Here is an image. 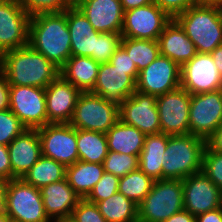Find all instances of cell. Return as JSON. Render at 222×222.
Listing matches in <instances>:
<instances>
[{
	"mask_svg": "<svg viewBox=\"0 0 222 222\" xmlns=\"http://www.w3.org/2000/svg\"><path fill=\"white\" fill-rule=\"evenodd\" d=\"M28 45L61 69L72 56L66 10L31 15Z\"/></svg>",
	"mask_w": 222,
	"mask_h": 222,
	"instance_id": "obj_1",
	"label": "cell"
},
{
	"mask_svg": "<svg viewBox=\"0 0 222 222\" xmlns=\"http://www.w3.org/2000/svg\"><path fill=\"white\" fill-rule=\"evenodd\" d=\"M0 70L9 85L46 88L60 75V69L29 45L4 52Z\"/></svg>",
	"mask_w": 222,
	"mask_h": 222,
	"instance_id": "obj_2",
	"label": "cell"
},
{
	"mask_svg": "<svg viewBox=\"0 0 222 222\" xmlns=\"http://www.w3.org/2000/svg\"><path fill=\"white\" fill-rule=\"evenodd\" d=\"M175 20L193 42L197 53L210 54L222 45V6L198 3L179 14Z\"/></svg>",
	"mask_w": 222,
	"mask_h": 222,
	"instance_id": "obj_3",
	"label": "cell"
},
{
	"mask_svg": "<svg viewBox=\"0 0 222 222\" xmlns=\"http://www.w3.org/2000/svg\"><path fill=\"white\" fill-rule=\"evenodd\" d=\"M206 140L192 134L169 136L163 155L162 179L183 180L202 171Z\"/></svg>",
	"mask_w": 222,
	"mask_h": 222,
	"instance_id": "obj_4",
	"label": "cell"
},
{
	"mask_svg": "<svg viewBox=\"0 0 222 222\" xmlns=\"http://www.w3.org/2000/svg\"><path fill=\"white\" fill-rule=\"evenodd\" d=\"M183 209L182 180H156L138 205V222H163Z\"/></svg>",
	"mask_w": 222,
	"mask_h": 222,
	"instance_id": "obj_5",
	"label": "cell"
},
{
	"mask_svg": "<svg viewBox=\"0 0 222 222\" xmlns=\"http://www.w3.org/2000/svg\"><path fill=\"white\" fill-rule=\"evenodd\" d=\"M4 211L13 222H50L39 188L22 179L7 181Z\"/></svg>",
	"mask_w": 222,
	"mask_h": 222,
	"instance_id": "obj_6",
	"label": "cell"
},
{
	"mask_svg": "<svg viewBox=\"0 0 222 222\" xmlns=\"http://www.w3.org/2000/svg\"><path fill=\"white\" fill-rule=\"evenodd\" d=\"M119 120V104L91 92H82L69 124L76 129L106 134Z\"/></svg>",
	"mask_w": 222,
	"mask_h": 222,
	"instance_id": "obj_7",
	"label": "cell"
},
{
	"mask_svg": "<svg viewBox=\"0 0 222 222\" xmlns=\"http://www.w3.org/2000/svg\"><path fill=\"white\" fill-rule=\"evenodd\" d=\"M9 109L27 129L48 124L45 88L10 85Z\"/></svg>",
	"mask_w": 222,
	"mask_h": 222,
	"instance_id": "obj_8",
	"label": "cell"
},
{
	"mask_svg": "<svg viewBox=\"0 0 222 222\" xmlns=\"http://www.w3.org/2000/svg\"><path fill=\"white\" fill-rule=\"evenodd\" d=\"M41 154L65 166L78 161L77 129L69 123H48L37 129Z\"/></svg>",
	"mask_w": 222,
	"mask_h": 222,
	"instance_id": "obj_9",
	"label": "cell"
},
{
	"mask_svg": "<svg viewBox=\"0 0 222 222\" xmlns=\"http://www.w3.org/2000/svg\"><path fill=\"white\" fill-rule=\"evenodd\" d=\"M222 123V89L191 94L190 134L207 140Z\"/></svg>",
	"mask_w": 222,
	"mask_h": 222,
	"instance_id": "obj_10",
	"label": "cell"
},
{
	"mask_svg": "<svg viewBox=\"0 0 222 222\" xmlns=\"http://www.w3.org/2000/svg\"><path fill=\"white\" fill-rule=\"evenodd\" d=\"M172 20L154 2L124 11L122 37L158 40L165 26Z\"/></svg>",
	"mask_w": 222,
	"mask_h": 222,
	"instance_id": "obj_11",
	"label": "cell"
},
{
	"mask_svg": "<svg viewBox=\"0 0 222 222\" xmlns=\"http://www.w3.org/2000/svg\"><path fill=\"white\" fill-rule=\"evenodd\" d=\"M190 102L191 94L181 87L157 96L161 133L170 136L190 133Z\"/></svg>",
	"mask_w": 222,
	"mask_h": 222,
	"instance_id": "obj_12",
	"label": "cell"
},
{
	"mask_svg": "<svg viewBox=\"0 0 222 222\" xmlns=\"http://www.w3.org/2000/svg\"><path fill=\"white\" fill-rule=\"evenodd\" d=\"M31 15L15 1H0V51L28 45Z\"/></svg>",
	"mask_w": 222,
	"mask_h": 222,
	"instance_id": "obj_13",
	"label": "cell"
},
{
	"mask_svg": "<svg viewBox=\"0 0 222 222\" xmlns=\"http://www.w3.org/2000/svg\"><path fill=\"white\" fill-rule=\"evenodd\" d=\"M181 67L166 56H159L139 72L136 91L159 96L180 87Z\"/></svg>",
	"mask_w": 222,
	"mask_h": 222,
	"instance_id": "obj_14",
	"label": "cell"
},
{
	"mask_svg": "<svg viewBox=\"0 0 222 222\" xmlns=\"http://www.w3.org/2000/svg\"><path fill=\"white\" fill-rule=\"evenodd\" d=\"M180 87L190 94L222 89V78L208 53H197L180 70Z\"/></svg>",
	"mask_w": 222,
	"mask_h": 222,
	"instance_id": "obj_15",
	"label": "cell"
},
{
	"mask_svg": "<svg viewBox=\"0 0 222 222\" xmlns=\"http://www.w3.org/2000/svg\"><path fill=\"white\" fill-rule=\"evenodd\" d=\"M157 97L135 91L119 104V119L145 135L160 133Z\"/></svg>",
	"mask_w": 222,
	"mask_h": 222,
	"instance_id": "obj_16",
	"label": "cell"
},
{
	"mask_svg": "<svg viewBox=\"0 0 222 222\" xmlns=\"http://www.w3.org/2000/svg\"><path fill=\"white\" fill-rule=\"evenodd\" d=\"M138 75V70H121L110 62L100 64L91 93L120 104L136 91Z\"/></svg>",
	"mask_w": 222,
	"mask_h": 222,
	"instance_id": "obj_17",
	"label": "cell"
},
{
	"mask_svg": "<svg viewBox=\"0 0 222 222\" xmlns=\"http://www.w3.org/2000/svg\"><path fill=\"white\" fill-rule=\"evenodd\" d=\"M184 209L194 216L222 207V191L201 171L182 180Z\"/></svg>",
	"mask_w": 222,
	"mask_h": 222,
	"instance_id": "obj_18",
	"label": "cell"
},
{
	"mask_svg": "<svg viewBox=\"0 0 222 222\" xmlns=\"http://www.w3.org/2000/svg\"><path fill=\"white\" fill-rule=\"evenodd\" d=\"M82 92L61 75L45 88L48 123H69Z\"/></svg>",
	"mask_w": 222,
	"mask_h": 222,
	"instance_id": "obj_19",
	"label": "cell"
},
{
	"mask_svg": "<svg viewBox=\"0 0 222 222\" xmlns=\"http://www.w3.org/2000/svg\"><path fill=\"white\" fill-rule=\"evenodd\" d=\"M74 5L97 32L121 33L124 10L120 0H77Z\"/></svg>",
	"mask_w": 222,
	"mask_h": 222,
	"instance_id": "obj_20",
	"label": "cell"
},
{
	"mask_svg": "<svg viewBox=\"0 0 222 222\" xmlns=\"http://www.w3.org/2000/svg\"><path fill=\"white\" fill-rule=\"evenodd\" d=\"M12 179H21L38 161L41 143L37 129H25L8 145Z\"/></svg>",
	"mask_w": 222,
	"mask_h": 222,
	"instance_id": "obj_21",
	"label": "cell"
},
{
	"mask_svg": "<svg viewBox=\"0 0 222 222\" xmlns=\"http://www.w3.org/2000/svg\"><path fill=\"white\" fill-rule=\"evenodd\" d=\"M66 21L71 38V52L73 56L93 58L96 53L97 32L82 11L75 5L66 9Z\"/></svg>",
	"mask_w": 222,
	"mask_h": 222,
	"instance_id": "obj_22",
	"label": "cell"
},
{
	"mask_svg": "<svg viewBox=\"0 0 222 222\" xmlns=\"http://www.w3.org/2000/svg\"><path fill=\"white\" fill-rule=\"evenodd\" d=\"M41 197L49 219L56 221L71 218L73 209L81 199L69 185L67 179L41 187Z\"/></svg>",
	"mask_w": 222,
	"mask_h": 222,
	"instance_id": "obj_23",
	"label": "cell"
},
{
	"mask_svg": "<svg viewBox=\"0 0 222 222\" xmlns=\"http://www.w3.org/2000/svg\"><path fill=\"white\" fill-rule=\"evenodd\" d=\"M158 43L160 54L176 62L180 67L197 54L195 45L175 19L165 26Z\"/></svg>",
	"mask_w": 222,
	"mask_h": 222,
	"instance_id": "obj_24",
	"label": "cell"
},
{
	"mask_svg": "<svg viewBox=\"0 0 222 222\" xmlns=\"http://www.w3.org/2000/svg\"><path fill=\"white\" fill-rule=\"evenodd\" d=\"M99 65L91 57L72 55L60 69V75L81 92H91L97 80Z\"/></svg>",
	"mask_w": 222,
	"mask_h": 222,
	"instance_id": "obj_25",
	"label": "cell"
},
{
	"mask_svg": "<svg viewBox=\"0 0 222 222\" xmlns=\"http://www.w3.org/2000/svg\"><path fill=\"white\" fill-rule=\"evenodd\" d=\"M109 151L140 156L145 134L120 119L105 134Z\"/></svg>",
	"mask_w": 222,
	"mask_h": 222,
	"instance_id": "obj_26",
	"label": "cell"
},
{
	"mask_svg": "<svg viewBox=\"0 0 222 222\" xmlns=\"http://www.w3.org/2000/svg\"><path fill=\"white\" fill-rule=\"evenodd\" d=\"M169 136L161 132L145 136L139 156V169L154 181L162 179L163 155Z\"/></svg>",
	"mask_w": 222,
	"mask_h": 222,
	"instance_id": "obj_27",
	"label": "cell"
},
{
	"mask_svg": "<svg viewBox=\"0 0 222 222\" xmlns=\"http://www.w3.org/2000/svg\"><path fill=\"white\" fill-rule=\"evenodd\" d=\"M104 172L103 164L78 160L73 165L66 166V179L80 198H86Z\"/></svg>",
	"mask_w": 222,
	"mask_h": 222,
	"instance_id": "obj_28",
	"label": "cell"
},
{
	"mask_svg": "<svg viewBox=\"0 0 222 222\" xmlns=\"http://www.w3.org/2000/svg\"><path fill=\"white\" fill-rule=\"evenodd\" d=\"M66 178V166L49 157L41 155L38 161L21 178L25 183L41 188Z\"/></svg>",
	"mask_w": 222,
	"mask_h": 222,
	"instance_id": "obj_29",
	"label": "cell"
},
{
	"mask_svg": "<svg viewBox=\"0 0 222 222\" xmlns=\"http://www.w3.org/2000/svg\"><path fill=\"white\" fill-rule=\"evenodd\" d=\"M78 160L103 164L109 149L104 133L77 129Z\"/></svg>",
	"mask_w": 222,
	"mask_h": 222,
	"instance_id": "obj_30",
	"label": "cell"
},
{
	"mask_svg": "<svg viewBox=\"0 0 222 222\" xmlns=\"http://www.w3.org/2000/svg\"><path fill=\"white\" fill-rule=\"evenodd\" d=\"M96 205L107 222H138V205L120 192Z\"/></svg>",
	"mask_w": 222,
	"mask_h": 222,
	"instance_id": "obj_31",
	"label": "cell"
},
{
	"mask_svg": "<svg viewBox=\"0 0 222 222\" xmlns=\"http://www.w3.org/2000/svg\"><path fill=\"white\" fill-rule=\"evenodd\" d=\"M120 45L133 60L138 73L153 62L160 54L158 40L122 37Z\"/></svg>",
	"mask_w": 222,
	"mask_h": 222,
	"instance_id": "obj_32",
	"label": "cell"
},
{
	"mask_svg": "<svg viewBox=\"0 0 222 222\" xmlns=\"http://www.w3.org/2000/svg\"><path fill=\"white\" fill-rule=\"evenodd\" d=\"M154 182L138 168L119 179L118 192L139 205L152 189Z\"/></svg>",
	"mask_w": 222,
	"mask_h": 222,
	"instance_id": "obj_33",
	"label": "cell"
},
{
	"mask_svg": "<svg viewBox=\"0 0 222 222\" xmlns=\"http://www.w3.org/2000/svg\"><path fill=\"white\" fill-rule=\"evenodd\" d=\"M103 167L105 172L121 178L139 168V156L109 151Z\"/></svg>",
	"mask_w": 222,
	"mask_h": 222,
	"instance_id": "obj_34",
	"label": "cell"
},
{
	"mask_svg": "<svg viewBox=\"0 0 222 222\" xmlns=\"http://www.w3.org/2000/svg\"><path fill=\"white\" fill-rule=\"evenodd\" d=\"M25 129L27 128L10 109L0 111V144L8 146Z\"/></svg>",
	"mask_w": 222,
	"mask_h": 222,
	"instance_id": "obj_35",
	"label": "cell"
},
{
	"mask_svg": "<svg viewBox=\"0 0 222 222\" xmlns=\"http://www.w3.org/2000/svg\"><path fill=\"white\" fill-rule=\"evenodd\" d=\"M121 33H100L97 37L96 53L93 59L99 64L110 62L111 56L121 44Z\"/></svg>",
	"mask_w": 222,
	"mask_h": 222,
	"instance_id": "obj_36",
	"label": "cell"
},
{
	"mask_svg": "<svg viewBox=\"0 0 222 222\" xmlns=\"http://www.w3.org/2000/svg\"><path fill=\"white\" fill-rule=\"evenodd\" d=\"M30 14L63 12L74 5L72 0H17Z\"/></svg>",
	"mask_w": 222,
	"mask_h": 222,
	"instance_id": "obj_37",
	"label": "cell"
},
{
	"mask_svg": "<svg viewBox=\"0 0 222 222\" xmlns=\"http://www.w3.org/2000/svg\"><path fill=\"white\" fill-rule=\"evenodd\" d=\"M202 172L222 191V153L212 151L206 145Z\"/></svg>",
	"mask_w": 222,
	"mask_h": 222,
	"instance_id": "obj_38",
	"label": "cell"
},
{
	"mask_svg": "<svg viewBox=\"0 0 222 222\" xmlns=\"http://www.w3.org/2000/svg\"><path fill=\"white\" fill-rule=\"evenodd\" d=\"M119 179V177L114 176L112 173L104 172L102 178L94 186L86 199L93 203L108 199L118 192Z\"/></svg>",
	"mask_w": 222,
	"mask_h": 222,
	"instance_id": "obj_39",
	"label": "cell"
},
{
	"mask_svg": "<svg viewBox=\"0 0 222 222\" xmlns=\"http://www.w3.org/2000/svg\"><path fill=\"white\" fill-rule=\"evenodd\" d=\"M71 219L74 222H107L101 215L96 203L81 198L73 209Z\"/></svg>",
	"mask_w": 222,
	"mask_h": 222,
	"instance_id": "obj_40",
	"label": "cell"
},
{
	"mask_svg": "<svg viewBox=\"0 0 222 222\" xmlns=\"http://www.w3.org/2000/svg\"><path fill=\"white\" fill-rule=\"evenodd\" d=\"M168 16L175 19L185 10L198 4L197 0H153Z\"/></svg>",
	"mask_w": 222,
	"mask_h": 222,
	"instance_id": "obj_41",
	"label": "cell"
},
{
	"mask_svg": "<svg viewBox=\"0 0 222 222\" xmlns=\"http://www.w3.org/2000/svg\"><path fill=\"white\" fill-rule=\"evenodd\" d=\"M110 63L121 70H137L133 60L127 54V51L120 45L111 56Z\"/></svg>",
	"mask_w": 222,
	"mask_h": 222,
	"instance_id": "obj_42",
	"label": "cell"
},
{
	"mask_svg": "<svg viewBox=\"0 0 222 222\" xmlns=\"http://www.w3.org/2000/svg\"><path fill=\"white\" fill-rule=\"evenodd\" d=\"M0 178L5 181L12 180V167L8 153V146L2 144H0Z\"/></svg>",
	"mask_w": 222,
	"mask_h": 222,
	"instance_id": "obj_43",
	"label": "cell"
},
{
	"mask_svg": "<svg viewBox=\"0 0 222 222\" xmlns=\"http://www.w3.org/2000/svg\"><path fill=\"white\" fill-rule=\"evenodd\" d=\"M10 85L4 73L0 70V111L9 109Z\"/></svg>",
	"mask_w": 222,
	"mask_h": 222,
	"instance_id": "obj_44",
	"label": "cell"
},
{
	"mask_svg": "<svg viewBox=\"0 0 222 222\" xmlns=\"http://www.w3.org/2000/svg\"><path fill=\"white\" fill-rule=\"evenodd\" d=\"M206 145L212 151L222 153V123L213 132V134L206 140Z\"/></svg>",
	"mask_w": 222,
	"mask_h": 222,
	"instance_id": "obj_45",
	"label": "cell"
},
{
	"mask_svg": "<svg viewBox=\"0 0 222 222\" xmlns=\"http://www.w3.org/2000/svg\"><path fill=\"white\" fill-rule=\"evenodd\" d=\"M196 222H222V207L197 215Z\"/></svg>",
	"mask_w": 222,
	"mask_h": 222,
	"instance_id": "obj_46",
	"label": "cell"
},
{
	"mask_svg": "<svg viewBox=\"0 0 222 222\" xmlns=\"http://www.w3.org/2000/svg\"><path fill=\"white\" fill-rule=\"evenodd\" d=\"M163 222H196V216L183 209Z\"/></svg>",
	"mask_w": 222,
	"mask_h": 222,
	"instance_id": "obj_47",
	"label": "cell"
},
{
	"mask_svg": "<svg viewBox=\"0 0 222 222\" xmlns=\"http://www.w3.org/2000/svg\"><path fill=\"white\" fill-rule=\"evenodd\" d=\"M120 2L122 4L123 10L127 11L133 8L146 6L152 3L153 0H120Z\"/></svg>",
	"mask_w": 222,
	"mask_h": 222,
	"instance_id": "obj_48",
	"label": "cell"
},
{
	"mask_svg": "<svg viewBox=\"0 0 222 222\" xmlns=\"http://www.w3.org/2000/svg\"><path fill=\"white\" fill-rule=\"evenodd\" d=\"M218 72L222 78V45H219L216 47L211 53H210Z\"/></svg>",
	"mask_w": 222,
	"mask_h": 222,
	"instance_id": "obj_49",
	"label": "cell"
},
{
	"mask_svg": "<svg viewBox=\"0 0 222 222\" xmlns=\"http://www.w3.org/2000/svg\"><path fill=\"white\" fill-rule=\"evenodd\" d=\"M6 184H7V181L0 178V211L4 210Z\"/></svg>",
	"mask_w": 222,
	"mask_h": 222,
	"instance_id": "obj_50",
	"label": "cell"
},
{
	"mask_svg": "<svg viewBox=\"0 0 222 222\" xmlns=\"http://www.w3.org/2000/svg\"><path fill=\"white\" fill-rule=\"evenodd\" d=\"M11 219L6 215L4 210L0 211V222H10Z\"/></svg>",
	"mask_w": 222,
	"mask_h": 222,
	"instance_id": "obj_51",
	"label": "cell"
},
{
	"mask_svg": "<svg viewBox=\"0 0 222 222\" xmlns=\"http://www.w3.org/2000/svg\"><path fill=\"white\" fill-rule=\"evenodd\" d=\"M198 3H213L217 5V0H197Z\"/></svg>",
	"mask_w": 222,
	"mask_h": 222,
	"instance_id": "obj_52",
	"label": "cell"
},
{
	"mask_svg": "<svg viewBox=\"0 0 222 222\" xmlns=\"http://www.w3.org/2000/svg\"><path fill=\"white\" fill-rule=\"evenodd\" d=\"M56 222H74V220H72L71 218H66V219L58 220Z\"/></svg>",
	"mask_w": 222,
	"mask_h": 222,
	"instance_id": "obj_53",
	"label": "cell"
},
{
	"mask_svg": "<svg viewBox=\"0 0 222 222\" xmlns=\"http://www.w3.org/2000/svg\"><path fill=\"white\" fill-rule=\"evenodd\" d=\"M217 5L222 6V0H217Z\"/></svg>",
	"mask_w": 222,
	"mask_h": 222,
	"instance_id": "obj_54",
	"label": "cell"
},
{
	"mask_svg": "<svg viewBox=\"0 0 222 222\" xmlns=\"http://www.w3.org/2000/svg\"><path fill=\"white\" fill-rule=\"evenodd\" d=\"M2 55H3V53L0 51V61H1V59H2Z\"/></svg>",
	"mask_w": 222,
	"mask_h": 222,
	"instance_id": "obj_55",
	"label": "cell"
}]
</instances>
